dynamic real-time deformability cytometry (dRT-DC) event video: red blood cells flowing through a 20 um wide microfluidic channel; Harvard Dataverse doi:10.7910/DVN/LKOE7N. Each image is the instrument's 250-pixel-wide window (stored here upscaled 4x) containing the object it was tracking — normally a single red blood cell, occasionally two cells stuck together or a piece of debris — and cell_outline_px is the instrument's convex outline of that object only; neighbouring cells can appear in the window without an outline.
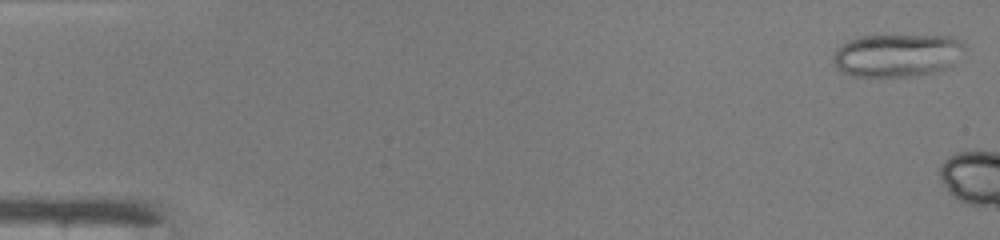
{"species": "common noctule bat (a hibernating species)", "species_latin": "Nyctalus noctula", "temperature_condition": "warm", "stored_images_in_passage": 4, "camera_frame_rate_fps": 3000, "um_per_image_px": 0.085, "animal": {"sex": "male", "body_mass_g": 19.0, "forearm_length_mm": 50.8}, "frame": {"image": 1, "passage_image": 1, "time_ms": 0.0, "image_size_px": [1000, 240], "cell_outline_px": [[960, 44], [948, 64], [944, 68], [932, 72], [912, 76], [852, 76], [836, 68], [832, 56], [836, 48], [840, 44], [848, 40], [860, 36], [948, 36], [960, 40]], "centroid_in_image_um": [76.04, 4.69], "position_along_channel_um": 9.0, "area_um2": 31.67}}